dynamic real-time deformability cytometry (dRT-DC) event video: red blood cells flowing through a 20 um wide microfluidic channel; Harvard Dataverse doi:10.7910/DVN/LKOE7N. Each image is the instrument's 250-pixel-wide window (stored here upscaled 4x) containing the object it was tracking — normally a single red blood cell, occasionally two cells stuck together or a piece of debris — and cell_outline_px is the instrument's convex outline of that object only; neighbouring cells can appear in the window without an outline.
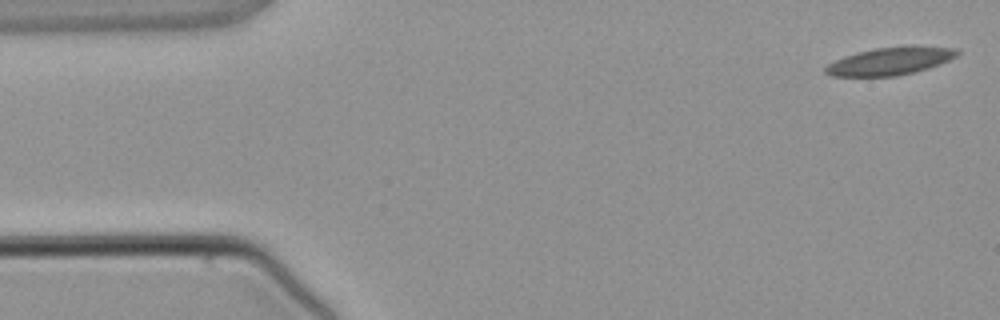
{"species": "common noctule bat (a hibernating species)", "species_latin": "Nyctalus noctula", "temperature_condition": "warm", "stored_images_in_passage": 4, "camera_frame_rate_fps": 3000, "um_per_image_px": 0.085, "animal": {"sex": "male", "body_mass_g": 21.5, "forearm_length_mm": 52.0}, "frame": {"image": 1, "passage_image": 1, "time_ms": 0.0, "image_size_px": [1000, 320], "cell_outline_px": [[960, 52], [956, 56], [948, 60], [928, 68], [916, 72], [896, 76], [832, 76], [824, 72], [824, 68], [828, 64], [844, 56], [856, 52], [876, 48], [912, 44], [956, 48]], "centroid_in_image_um": [75.69, 5.17], "position_along_channel_um": 9.3, "area_um2": 21.56}}
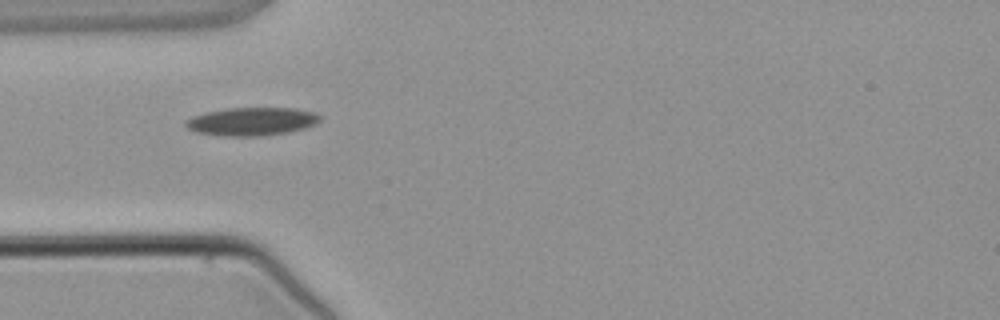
{"frame": {"image": 2, "passage_image": 4, "time_ms": 3.667, "image_size_px": [1000, 320], "cell_outline_px": [[320, 120], [316, 124], [304, 128], [288, 132], [260, 136], [224, 136], [196, 132], [188, 128], [184, 124], [184, 120], [192, 116], [204, 112], [228, 108], [296, 108], [316, 112], [320, 116]], "centroid_in_image_um": [21.39, 10.32], "position_along_channel_um": 63.6, "area_um2": 22.2}}